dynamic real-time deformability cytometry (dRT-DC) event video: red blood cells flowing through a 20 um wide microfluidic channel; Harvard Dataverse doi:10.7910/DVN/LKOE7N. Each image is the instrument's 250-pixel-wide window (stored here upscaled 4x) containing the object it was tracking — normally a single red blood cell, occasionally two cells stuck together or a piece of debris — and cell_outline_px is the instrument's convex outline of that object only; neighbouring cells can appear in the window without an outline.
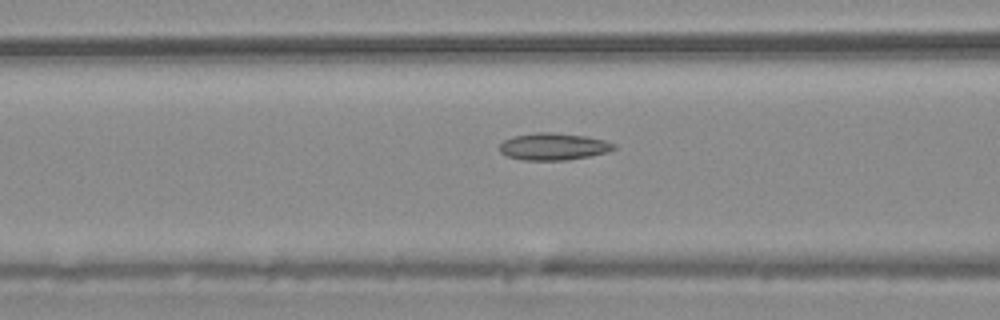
{"species": "common noctule bat (a hibernating species)", "species_latin": "Nyctalus noctula", "temperature_condition": "warm", "stored_images_in_passage": 55, "camera_frame_rate_fps": 3000, "um_per_image_px": 0.085, "animal": {"sex": "male", "body_mass_g": 20.4}, "frame": {"image": 1, "passage_image": 22, "time_ms": 7.0, "image_size_px": [1000, 320], "cell_outline_px": [[616, 148], [608, 152], [592, 156], [568, 160], [524, 160], [508, 156], [500, 152], [500, 144], [504, 140], [512, 136], [536, 132], [552, 132], [588, 136], [604, 140], [616, 144]], "centroid_in_image_um": [47.08, 12.45], "position_along_channel_um": 119.5, "area_um2": 18.21}}
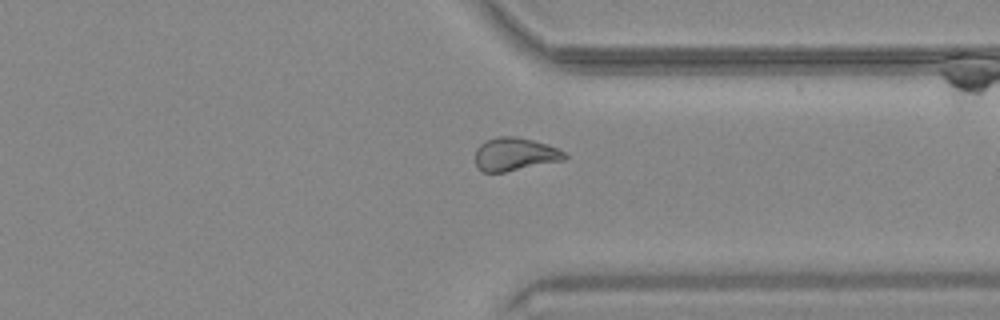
{"frame": {"image": 2, "passage_image": 42, "time_ms": 13.667, "image_size_px": [1000, 320], "cell_outline_px": [[568, 156], [564, 160], [504, 172], [484, 172], [476, 164], [476, 148], [480, 144], [496, 136], [516, 136], [548, 144], [564, 152]], "centroid_in_image_um": [43.77, 13.1], "position_along_channel_um": 367.6, "area_um2": 17.11}}
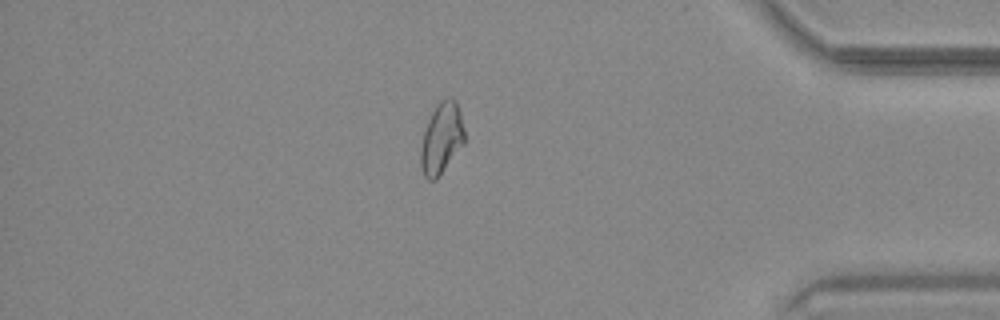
{"frame": {"image": 3, "passage_image": 47, "time_ms": 15.333, "image_size_px": [1000, 320], "cell_outline_px": [[464, 144], [436, 180], [428, 180], [424, 176], [420, 164], [420, 148], [424, 132], [428, 120], [432, 112], [440, 100], [448, 96], [452, 96], [456, 100], [460, 112], [464, 132]], "centroid_in_image_um": [37.53, 11.75], "position_along_channel_um": 397.7, "area_um2": 18.21}, "authors_computed_cell_mechanics": {"area_um2": 18.207, "velocity_mm_per_s": 3.7281, "shape_relaxation_time_tau1_ms": null, "shape_relaxation_time_tau2_ms": 4.0605, "deformation_change_tau1": null, "deformation_change_tau2": 0.0985}}